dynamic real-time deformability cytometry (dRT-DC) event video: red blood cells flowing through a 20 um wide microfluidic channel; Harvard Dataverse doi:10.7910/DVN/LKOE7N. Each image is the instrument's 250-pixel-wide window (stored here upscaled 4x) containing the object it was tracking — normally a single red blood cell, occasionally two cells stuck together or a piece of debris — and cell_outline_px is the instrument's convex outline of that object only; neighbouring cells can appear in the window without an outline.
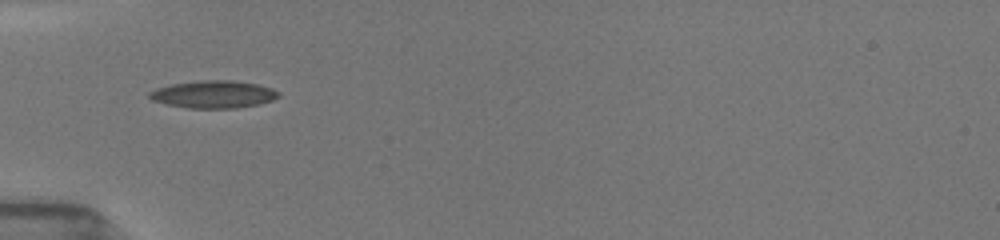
{"species": "common noctule bat (a hibernating species)", "species_latin": "Nyctalus noctula", "temperature_condition": "room temperature", "stored_images_in_passage": 17, "camera_frame_rate_fps": 3000, "um_per_image_px": 0.085, "animal": {"sex": "female", "body_mass_g": 19.5, "forearm_length_mm": 54.1}, "frame": {"image": 1, "passage_image": 3, "time_ms": 1.667, "image_size_px": [1000, 240], "cell_outline_px": [[280, 96], [272, 100], [260, 104], [236, 108], [188, 108], [164, 104], [152, 100], [148, 96], [148, 92], [156, 88], [172, 84], [200, 80], [232, 80], [256, 84], [272, 88], [280, 92]], "centroid_in_image_um": [18.14, 8.02], "position_along_channel_um": 66.9, "area_um2": 20.81}}
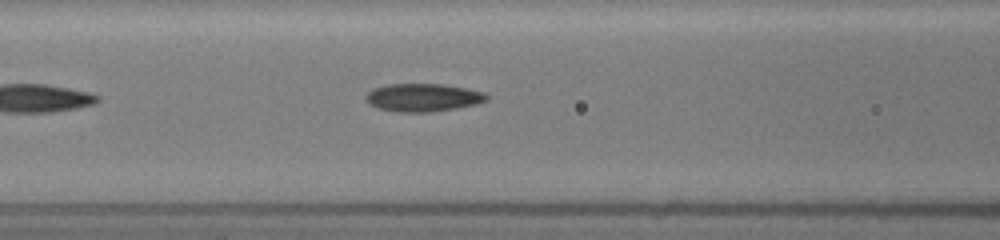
{"frame": {"image": 2, "passage_image": 6, "time_ms": 3.333, "image_size_px": [1000, 240], "cell_outline_px": [[488, 100], [476, 104], [456, 108], [428, 112], [396, 112], [380, 108], [372, 104], [364, 96], [372, 88], [388, 84], [444, 84], [468, 88], [484, 92], [488, 96]], "centroid_in_image_um": [35.99, 8.28], "position_along_channel_um": 130.6, "area_um2": 19.65}}
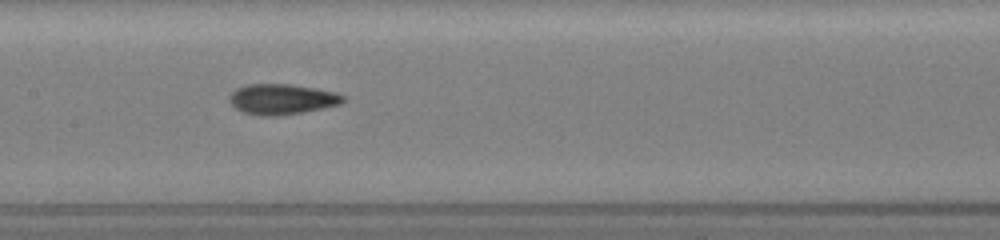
{"frame": {"image": 3, "passage_image": 10, "time_ms": 4.667, "image_size_px": [1000, 240], "cell_outline_px": [[344, 100], [340, 104], [324, 108], [304, 112], [276, 116], [260, 116], [244, 112], [236, 108], [228, 100], [228, 96], [236, 88], [248, 84], [288, 84], [316, 88], [336, 92], [344, 96]], "centroid_in_image_um": [23.95, 8.43], "position_along_channel_um": 183.4, "area_um2": 20.23}}